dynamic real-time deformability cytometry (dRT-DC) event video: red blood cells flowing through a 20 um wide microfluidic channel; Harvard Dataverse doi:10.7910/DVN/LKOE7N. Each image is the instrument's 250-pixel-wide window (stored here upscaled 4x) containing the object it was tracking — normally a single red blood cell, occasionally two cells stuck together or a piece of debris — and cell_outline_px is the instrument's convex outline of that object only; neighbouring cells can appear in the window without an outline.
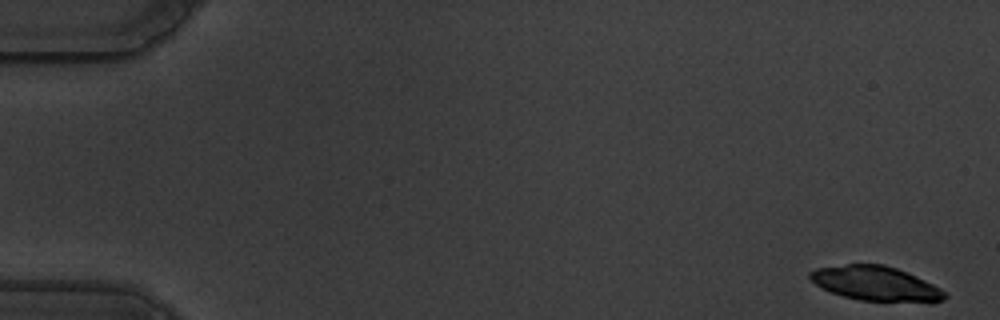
{"species": "common noctule bat (a hibernating species)", "species_latin": "Nyctalus noctula", "temperature_condition": "warm", "stored_images_in_passage": 58, "camera_frame_rate_fps": 3000, "um_per_image_px": 0.085, "animal": {"sex": "male", "body_mass_g": 19.5, "forearm_length_mm": 54.6}, "frame": {"image": 1, "passage_image": 2, "time_ms": 0.333, "image_size_px": [1000, 320], "cell_outline_px": [[948, 296], [944, 300], [932, 304], [928, 304], [860, 300], [844, 296], [832, 292], [816, 284], [808, 276], [808, 272], [816, 268], [848, 264], [884, 264], [896, 268], [916, 276], [948, 292]], "centroid_in_image_um": [74.54, 24.13], "position_along_channel_um": 10.5, "area_um2": 27.57}}